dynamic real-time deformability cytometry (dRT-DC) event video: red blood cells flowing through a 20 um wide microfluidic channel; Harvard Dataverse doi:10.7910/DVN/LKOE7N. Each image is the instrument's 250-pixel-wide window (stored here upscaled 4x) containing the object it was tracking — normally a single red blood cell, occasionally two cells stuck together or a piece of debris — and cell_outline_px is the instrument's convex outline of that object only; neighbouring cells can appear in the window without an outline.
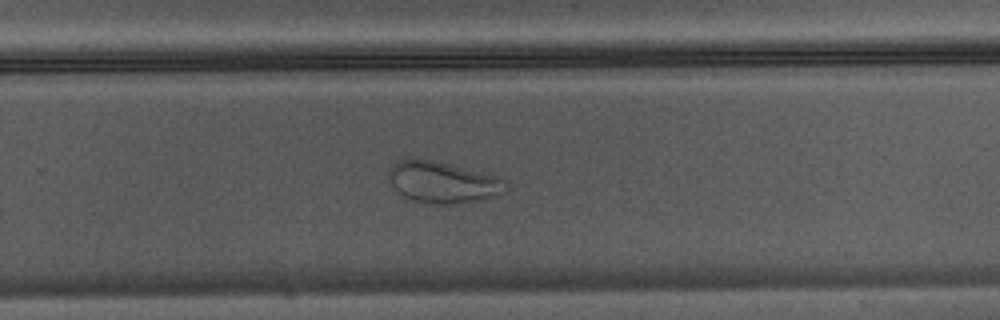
{"species": "Egyptian fruit bat (a non-hibernating species)", "species_latin": "Rousettus aegyptiacus", "temperature_condition": "warm", "stored_images_in_passage": 36, "camera_frame_rate_fps": 3000, "um_per_image_px": 0.085, "animal": {"sex": "male"}, "frame": {"image": 1, "passage_image": 21, "time_ms": 6.667, "image_size_px": [1000, 320], "cell_outline_px": [[508, 188], [492, 196], [464, 204], [424, 204], [408, 200], [392, 188], [388, 180], [388, 172], [392, 164], [396, 160], [408, 156], [432, 160], [504, 176], [508, 180]], "centroid_in_image_um": [37.6, 15.47], "position_along_channel_um": 292.2, "area_um2": 29.54}}
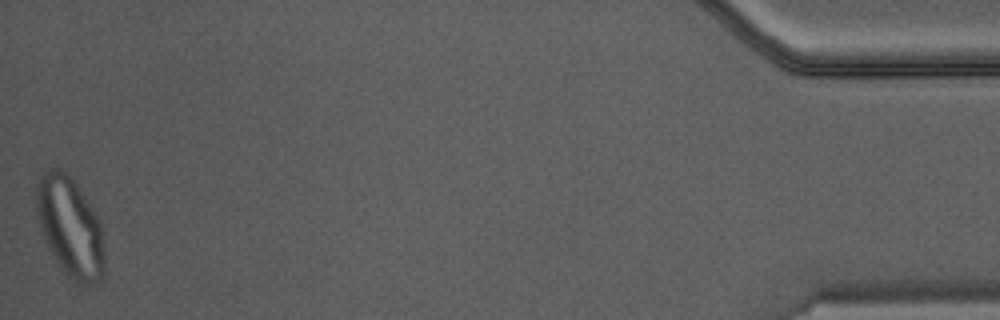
{"frame": {"image": 2, "passage_image": 36, "time_ms": 11.667, "image_size_px": [1000, 320], "cell_outline_px": [[104, 276], [100, 280], [92, 284], [80, 284], [68, 276], [64, 272], [48, 248], [44, 240], [40, 228], [36, 212], [36, 184], [40, 176], [48, 168], [60, 168], [76, 184], [96, 216], [100, 224], [104, 252]], "centroid_in_image_um": [5.93, 19.31], "position_along_channel_um": 429.3, "area_um2": 39.19}}